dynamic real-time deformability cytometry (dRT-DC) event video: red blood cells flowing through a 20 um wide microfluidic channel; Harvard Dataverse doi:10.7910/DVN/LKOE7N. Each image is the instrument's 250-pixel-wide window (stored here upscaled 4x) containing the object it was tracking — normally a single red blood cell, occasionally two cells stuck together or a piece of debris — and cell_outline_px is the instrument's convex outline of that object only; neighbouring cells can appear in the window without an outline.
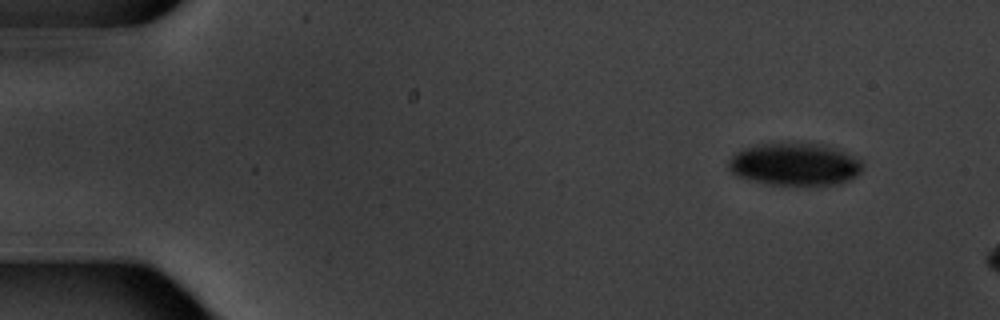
{"species": "common noctule bat (a hibernating species)", "species_latin": "Nyctalus noctula", "temperature_condition": "warm", "stored_images_in_passage": 4, "camera_frame_rate_fps": 3000, "um_per_image_px": 0.085, "animal": {"sex": "male", "body_mass_g": 20.1, "forearm_length_mm": 53.5}, "frame": {"image": 1, "passage_image": 1, "time_ms": 0.0, "image_size_px": [1000, 320], "cell_outline_px": [[860, 172], [856, 176], [836, 184], [768, 184], [736, 176], [728, 168], [728, 160], [740, 148], [756, 144], [784, 140], [788, 140], [824, 144], [836, 148], [852, 156], [860, 164]], "centroid_in_image_um": [67.45, 13.9], "position_along_channel_um": 17.6, "area_um2": 33.58}}